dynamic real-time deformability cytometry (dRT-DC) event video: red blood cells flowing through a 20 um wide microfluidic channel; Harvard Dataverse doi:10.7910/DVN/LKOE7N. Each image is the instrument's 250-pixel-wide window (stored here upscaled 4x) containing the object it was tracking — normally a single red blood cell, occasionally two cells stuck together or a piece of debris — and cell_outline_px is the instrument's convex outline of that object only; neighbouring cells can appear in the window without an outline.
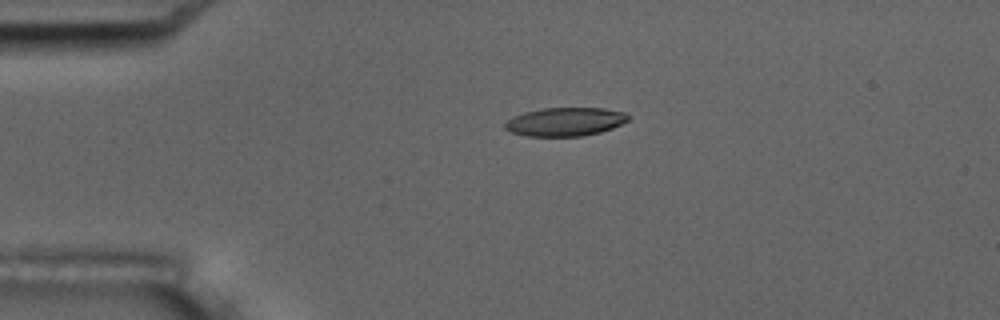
{"species": "common noctule bat (a hibernating species)", "species_latin": "Nyctalus noctula", "temperature_condition": "room temperature", "stored_images_in_passage": 2, "camera_frame_rate_fps": 3000, "um_per_image_px": 0.085, "animal": {"sex": "male", "body_mass_g": 17.5, "forearm_length_mm": 52.3}, "frame": {"image": 1, "passage_image": 1, "time_ms": 0.0, "image_size_px": [1000, 320], "cell_outline_px": [[628, 120], [612, 128], [600, 132], [580, 136], [528, 136], [512, 132], [504, 128], [504, 124], [512, 116], [524, 112], [544, 108], [604, 108], [624, 112], [628, 116]], "centroid_in_image_um": [48.01, 10.34], "position_along_channel_um": 37.0, "area_um2": 20.35}}